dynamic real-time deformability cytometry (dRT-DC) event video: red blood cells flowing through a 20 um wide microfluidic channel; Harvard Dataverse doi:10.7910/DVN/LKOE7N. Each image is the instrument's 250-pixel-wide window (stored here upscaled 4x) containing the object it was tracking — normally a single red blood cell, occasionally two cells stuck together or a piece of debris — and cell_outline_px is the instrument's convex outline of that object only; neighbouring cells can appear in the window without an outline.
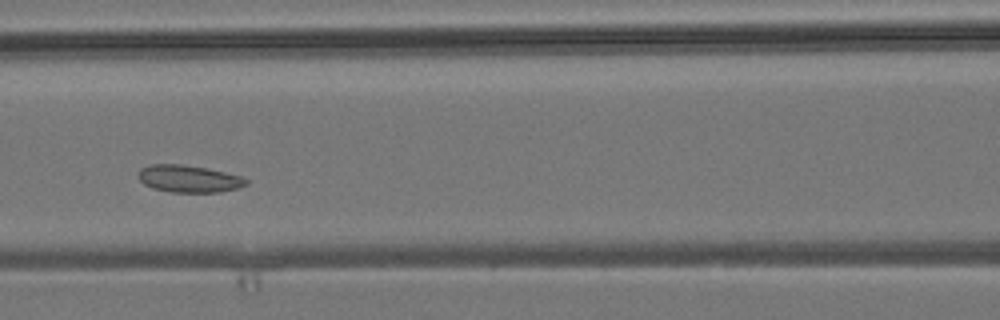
{"species": "common noctule bat (a hibernating species)", "species_latin": "Nyctalus noctula", "temperature_condition": "room temperature", "stored_images_in_passage": 5, "camera_frame_rate_fps": 3000, "um_per_image_px": 0.085, "animal": {"sex": "male", "body_mass_g": 19.2, "forearm_length_mm": 51.8}, "frame": {"image": 1, "passage_image": 5, "time_ms": 4.333, "image_size_px": [1000, 320], "cell_outline_px": [[248, 184], [240, 188], [220, 192], [172, 192], [152, 188], [144, 184], [140, 180], [140, 168], [148, 164], [180, 164], [208, 168], [240, 176], [248, 180]], "centroid_in_image_um": [16.07, 15.19], "position_along_channel_um": 150.5, "area_um2": 17.11}}